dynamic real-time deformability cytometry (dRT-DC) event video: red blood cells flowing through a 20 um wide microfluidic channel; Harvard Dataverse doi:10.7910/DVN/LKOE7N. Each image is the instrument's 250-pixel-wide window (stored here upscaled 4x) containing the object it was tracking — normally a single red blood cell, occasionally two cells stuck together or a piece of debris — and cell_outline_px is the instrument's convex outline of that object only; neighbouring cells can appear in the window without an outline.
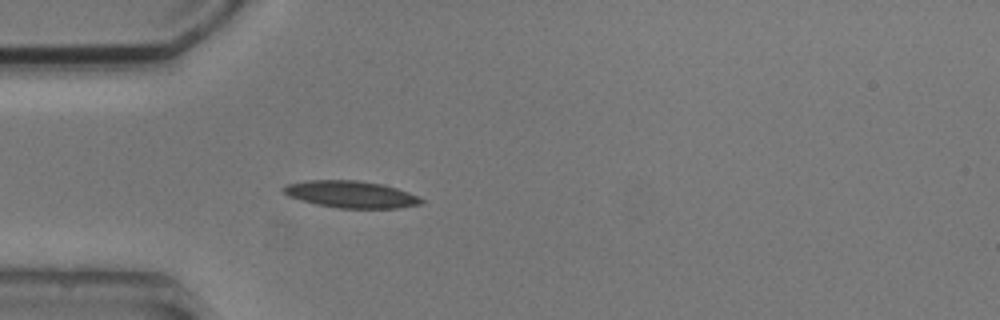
{"species": "common noctule bat (a hibernating species)", "species_latin": "Nyctalus noctula", "temperature_condition": "cold", "stored_images_in_passage": 5, "camera_frame_rate_fps": 3000, "um_per_image_px": 0.085, "animal": {"sex": "male", "body_mass_g": 20.5, "forearm_length_mm": 52.5}, "frame": {"image": 1, "passage_image": 5, "time_ms": 4.333, "image_size_px": [1000, 320], "cell_outline_px": [[424, 204], [400, 208], [340, 208], [316, 204], [288, 196], [284, 192], [284, 188], [288, 184], [308, 180], [356, 180], [384, 184], [408, 192], [424, 200]], "centroid_in_image_um": [29.88, 16.52], "position_along_channel_um": 55.1, "area_um2": 21.5}}